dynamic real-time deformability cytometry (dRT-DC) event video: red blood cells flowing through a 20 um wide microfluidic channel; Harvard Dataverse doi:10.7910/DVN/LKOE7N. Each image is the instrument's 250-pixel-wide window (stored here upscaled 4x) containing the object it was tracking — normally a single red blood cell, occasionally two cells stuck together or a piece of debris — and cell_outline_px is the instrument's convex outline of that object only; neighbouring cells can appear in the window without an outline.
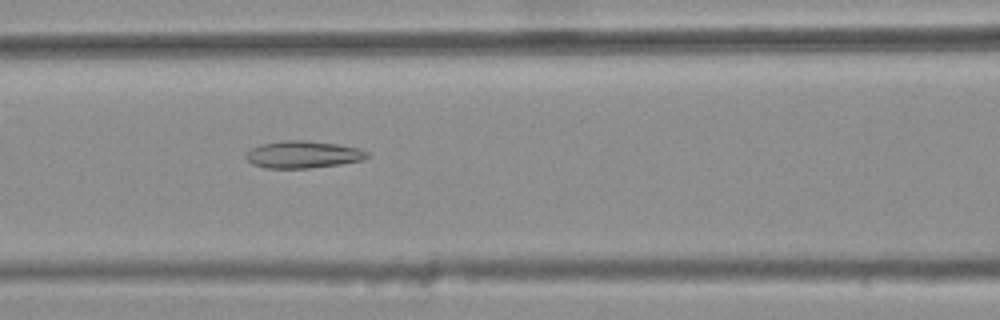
{"species": "common noctule bat (a hibernating species)", "species_latin": "Nyctalus noctula", "temperature_condition": "warm", "stored_images_in_passage": 32, "camera_frame_rate_fps": 3000, "um_per_image_px": 0.085, "animal": {"sex": "female", "body_mass_g": 25.1}, "frame": {"image": 1, "passage_image": 6, "time_ms": 1.667, "image_size_px": [1000, 320], "cell_outline_px": [[372, 156], [364, 160], [340, 164], [308, 168], [264, 168], [252, 164], [244, 156], [244, 152], [260, 144], [284, 140], [308, 140], [336, 144], [360, 148], [368, 152]], "centroid_in_image_um": [25.76, 13.13], "position_along_channel_um": 140.8, "area_um2": 19.48}}
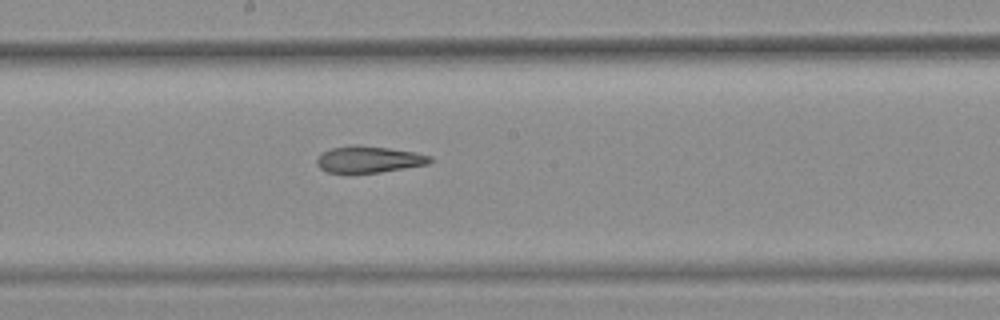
{"frame": {"image": 2, "passage_image": 12, "time_ms": 3.667, "image_size_px": [1000, 320], "cell_outline_px": [[432, 160], [428, 164], [380, 172], [328, 172], [320, 168], [316, 164], [316, 160], [320, 152], [332, 148], [352, 144], [356, 144], [388, 148], [416, 152], [432, 156]], "centroid_in_image_um": [31.33, 13.53], "position_along_channel_um": 216.9, "area_um2": 17.51}}
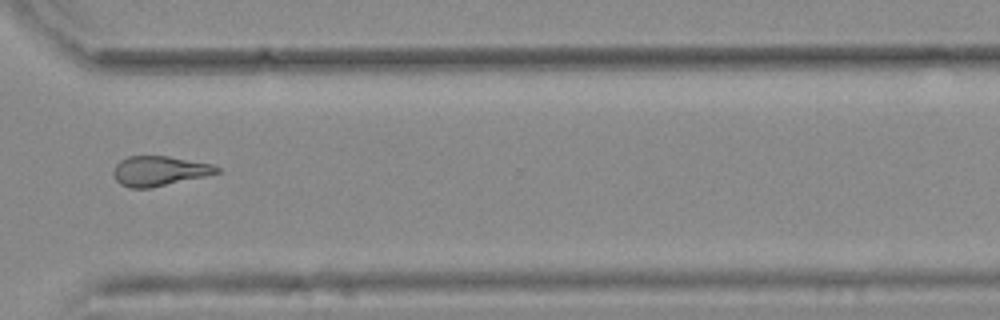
{"frame": {"image": 3, "passage_image": 23, "time_ms": 7.333, "image_size_px": [1000, 320], "cell_outline_px": [[220, 172], [208, 176], [152, 188], [132, 188], [120, 184], [116, 180], [112, 172], [116, 164], [120, 160], [128, 156], [168, 156], [212, 164], [220, 168]], "centroid_in_image_um": [13.55, 14.54], "position_along_channel_um": 357.0, "area_um2": 18.15}}